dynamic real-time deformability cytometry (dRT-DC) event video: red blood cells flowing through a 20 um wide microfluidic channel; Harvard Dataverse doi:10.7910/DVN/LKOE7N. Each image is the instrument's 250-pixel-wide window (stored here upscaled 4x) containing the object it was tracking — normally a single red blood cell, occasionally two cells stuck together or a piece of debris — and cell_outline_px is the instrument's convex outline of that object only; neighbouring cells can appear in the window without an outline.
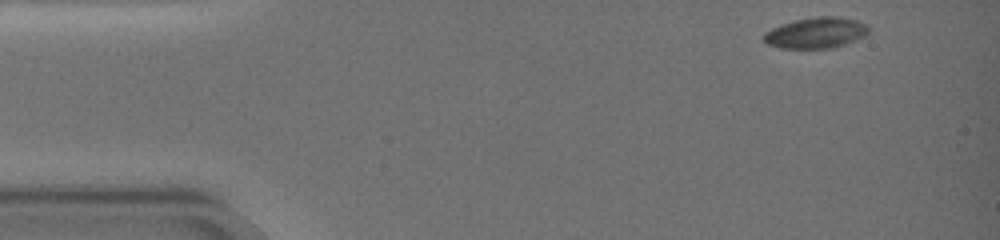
{"species": "common noctule bat (a hibernating species)", "species_latin": "Nyctalus noctula", "temperature_condition": "warm", "stored_images_in_passage": 59, "camera_frame_rate_fps": 3000, "um_per_image_px": 0.085, "animal": {"sex": "female", "body_mass_g": 19.0, "forearm_length_mm": 51.5}, "frame": {"image": 1, "passage_image": 1, "time_ms": 0.0, "image_size_px": [1000, 240], "cell_outline_px": [[868, 32], [864, 36], [856, 40], [832, 48], [780, 48], [768, 44], [764, 40], [764, 32], [780, 24], [796, 20], [816, 16], [840, 16], [856, 20], [868, 24]], "centroid_in_image_um": [69.37, 2.78], "position_along_channel_um": 15.6, "area_um2": 18.9}}
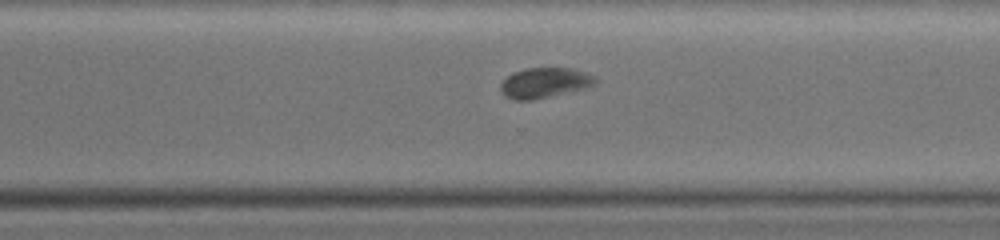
{"frame": {"image": 2, "passage_image": 43, "time_ms": 14.0, "image_size_px": [1000, 240], "cell_outline_px": [[600, 80], [596, 84], [588, 88], [532, 100], [516, 100], [504, 96], [500, 92], [500, 84], [512, 72], [524, 68], [572, 68], [584, 72]], "centroid_in_image_um": [46.29, 7.04], "position_along_channel_um": 324.3, "area_um2": 16.88}}
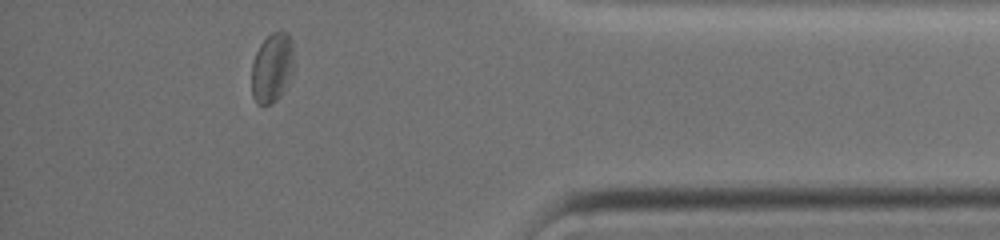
{"frame": {"image": 3, "passage_image": 54, "time_ms": 17.667, "image_size_px": [1000, 240], "cell_outline_px": [[292, 72], [284, 92], [276, 100], [268, 104], [256, 104], [252, 96], [252, 64], [256, 52], [260, 44], [272, 32], [288, 32], [292, 40]], "centroid_in_image_um": [23.12, 5.77], "position_along_channel_um": 412.1, "area_um2": 16.99}, "authors_computed_cell_mechanics": {"area_um2": 17.918, "velocity_mm_per_s": 2.9321, "shape_relaxation_time_tau1_ms": 11.0703, "shape_relaxation_time_tau2_ms": 3.1525, "deformation_change_tau1": 0.1954, "deformation_change_tau2": 0.0461}}